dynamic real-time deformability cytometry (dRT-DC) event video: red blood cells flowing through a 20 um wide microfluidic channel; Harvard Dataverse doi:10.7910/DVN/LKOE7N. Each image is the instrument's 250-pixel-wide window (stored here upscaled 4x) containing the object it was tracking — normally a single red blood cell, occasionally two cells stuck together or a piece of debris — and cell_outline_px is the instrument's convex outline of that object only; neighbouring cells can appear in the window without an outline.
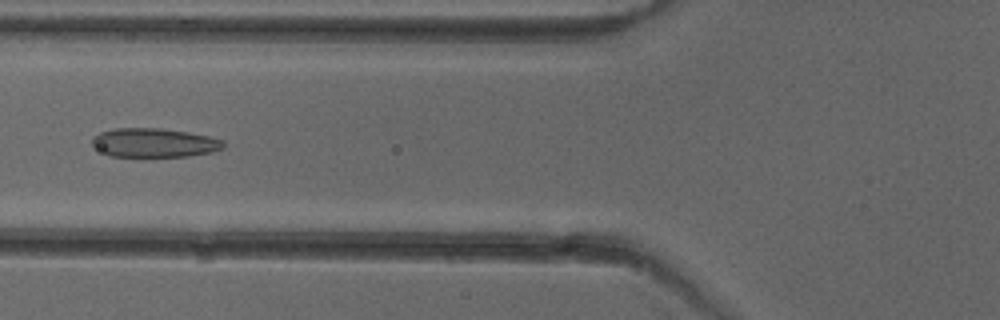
{"species": "common noctule bat (a hibernating species)", "species_latin": "Nyctalus noctula", "temperature_condition": "cold", "stored_images_in_passage": 51, "camera_frame_rate_fps": 3000, "um_per_image_px": 0.085, "animal": {"sex": "female"}, "frame": {"image": 1, "passage_image": 20, "time_ms": 6.333, "image_size_px": [1000, 320], "cell_outline_px": [[224, 148], [212, 152], [188, 156], [144, 160], [108, 156], [92, 144], [92, 136], [100, 132], [112, 128], [160, 128], [188, 132], [208, 136], [224, 140]], "centroid_in_image_um": [13.07, 12.19], "position_along_channel_um": 112.7, "area_um2": 23.35}}
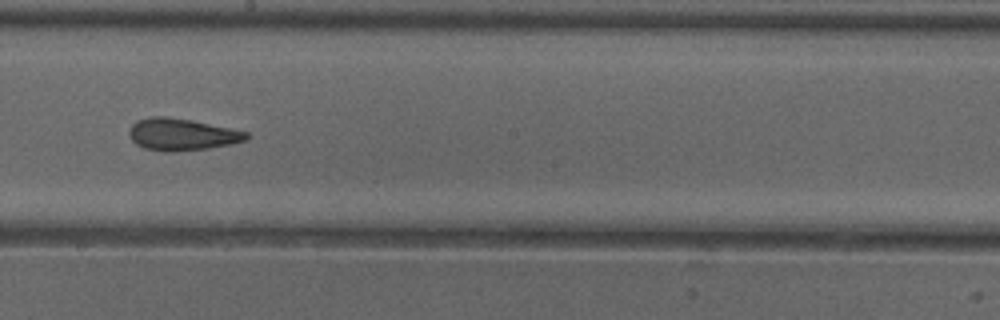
{"frame": {"image": 2, "passage_image": 29, "time_ms": 9.333, "image_size_px": [1000, 320], "cell_outline_px": [[248, 140], [232, 144], [208, 148], [172, 152], [164, 152], [144, 148], [136, 144], [132, 140], [128, 132], [132, 124], [136, 120], [148, 116], [164, 116], [192, 120], [248, 132]], "centroid_in_image_um": [15.43, 11.43], "position_along_channel_um": 232.8, "area_um2": 21.96}}
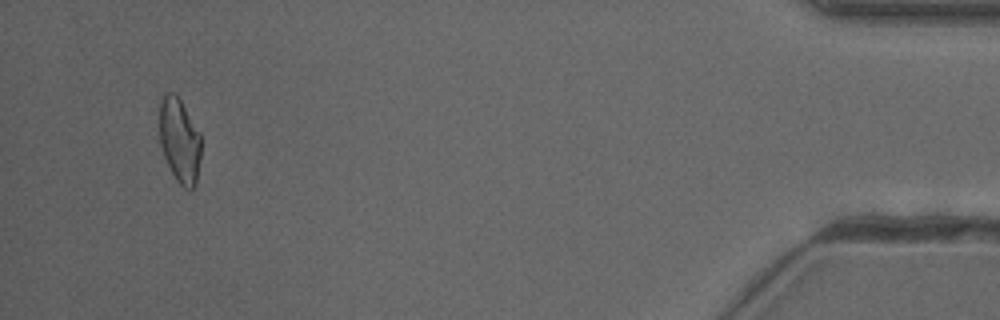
{"frame": {"image": 3, "passage_image": 49, "time_ms": 16.0, "image_size_px": [1000, 320], "cell_outline_px": [[200, 156], [196, 184], [192, 192], [184, 188], [176, 180], [164, 156], [160, 144], [160, 100], [168, 92], [176, 92], [200, 132]], "centroid_in_image_um": [15.27, 11.95], "position_along_channel_um": 419.9, "area_um2": 20.58}, "authors_computed_cell_mechanics": {"area_um2": 22.0218, "velocity_mm_per_s": 3.9815, "shape_relaxation_time_tau1_ms": 6.5843, "shape_relaxation_time_tau2_ms": 2.4127, "deformation_change_tau1": 0.1417, "deformation_change_tau2": 0.0959}}